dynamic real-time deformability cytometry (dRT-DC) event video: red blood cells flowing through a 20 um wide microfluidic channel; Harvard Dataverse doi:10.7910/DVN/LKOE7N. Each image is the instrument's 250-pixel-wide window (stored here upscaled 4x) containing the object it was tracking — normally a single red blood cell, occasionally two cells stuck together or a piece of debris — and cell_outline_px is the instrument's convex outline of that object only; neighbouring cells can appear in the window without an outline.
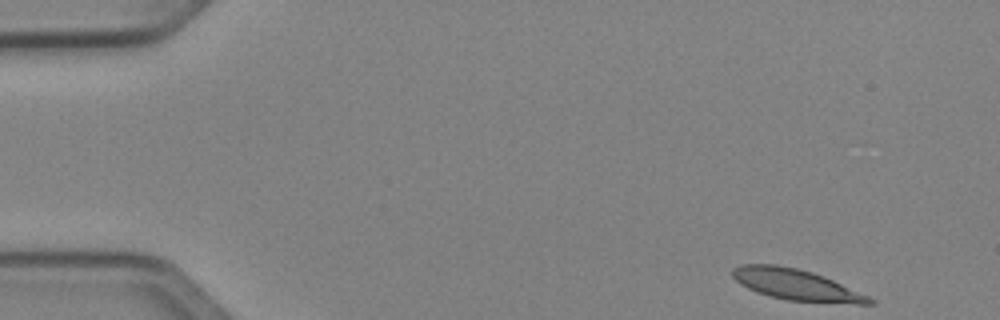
{"species": "Egyptian fruit bat (a non-hibernating species)", "species_latin": "Rousettus aegyptiacus", "temperature_condition": "cold", "stored_images_in_passage": 47, "camera_frame_rate_fps": 3000, "um_per_image_px": 0.085, "animal": {"sex": "female"}, "frame": {"image": 1, "passage_image": 1, "time_ms": 0.0, "image_size_px": [1000, 320], "cell_outline_px": [[876, 300], [872, 304], [856, 304], [788, 300], [768, 296], [756, 292], [740, 284], [732, 276], [732, 268], [740, 264], [776, 264], [796, 268], [812, 272], [824, 276], [868, 296]], "centroid_in_image_um": [67.64, 24.19], "position_along_channel_um": 17.4, "area_um2": 24.68}}
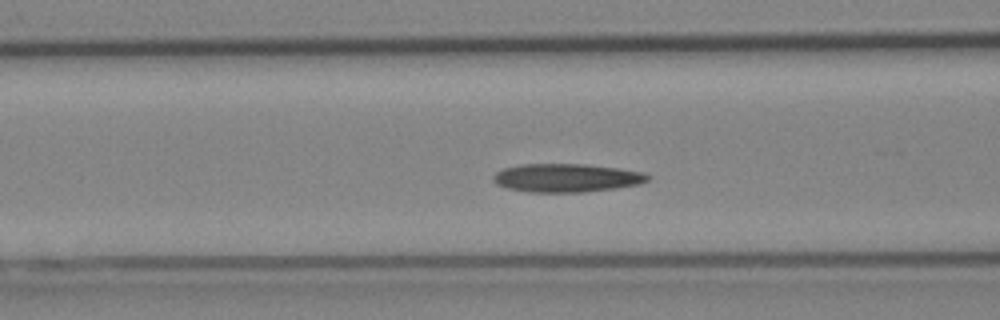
{"frame": {"image": 2, "passage_image": 17, "time_ms": 5.333, "image_size_px": [1000, 320], "cell_outline_px": [[652, 176], [648, 180], [640, 184], [616, 188], [584, 192], [528, 192], [508, 188], [496, 184], [492, 180], [492, 176], [496, 172], [504, 168], [520, 164], [584, 164], [616, 168], [644, 172]], "centroid_in_image_um": [48.15, 15.12], "position_along_channel_um": 118.5, "area_um2": 25.66}}
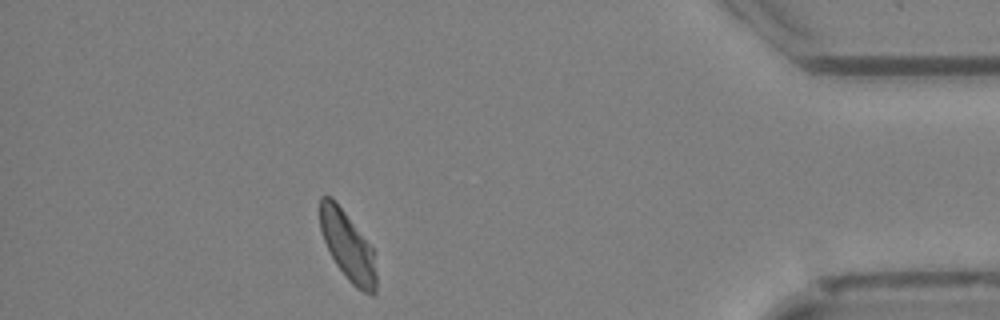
{"frame": {"image": 3, "passage_image": 42, "time_ms": 13.667, "image_size_px": [1000, 320], "cell_outline_px": [[376, 292], [372, 296], [356, 288], [348, 280], [336, 264], [324, 240], [320, 228], [320, 196], [328, 196], [344, 212], [372, 248], [376, 272]], "centroid_in_image_um": [29.56, 20.98], "position_along_channel_um": 405.6, "area_um2": 21.91}, "authors_computed_cell_mechanics": {"area_um2": 24.4494, "velocity_mm_per_s": 3.9917, "shape_relaxation_time_tau1_ms": 5.3294, "shape_relaxation_time_tau2_ms": 2.8785, "deformation_change_tau1": 0.1761, "deformation_change_tau2": 0.0777}}